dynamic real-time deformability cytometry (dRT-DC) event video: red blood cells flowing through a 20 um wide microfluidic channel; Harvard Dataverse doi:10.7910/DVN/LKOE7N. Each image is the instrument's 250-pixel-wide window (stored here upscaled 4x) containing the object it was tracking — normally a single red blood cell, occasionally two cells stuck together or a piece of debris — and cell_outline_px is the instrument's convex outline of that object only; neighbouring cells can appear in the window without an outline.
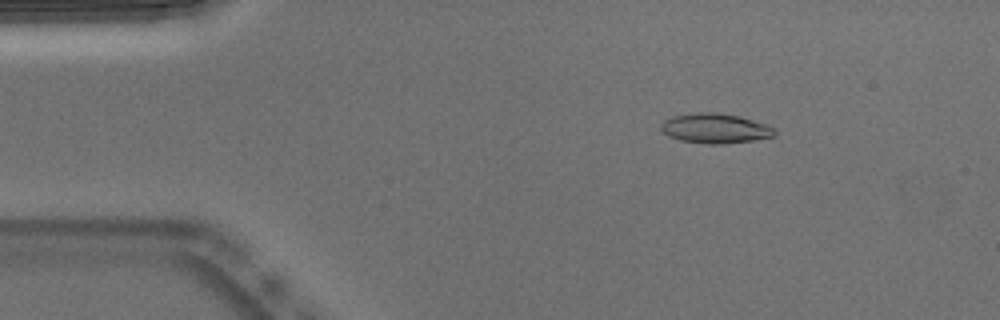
{"species": "Egyptian fruit bat (a non-hibernating species)", "species_latin": "Rousettus aegyptiacus", "temperature_condition": "warm", "stored_images_in_passage": 52, "camera_frame_rate_fps": 3000, "um_per_image_px": 0.085, "animal": {"sex": "male"}, "frame": {"image": 1, "passage_image": 7, "time_ms": 2.0, "image_size_px": [1000, 320], "cell_outline_px": [[776, 136], [752, 140], [724, 144], [708, 144], [680, 140], [668, 136], [660, 128], [660, 124], [664, 120], [672, 116], [700, 112], [716, 112], [740, 116], [768, 124], [776, 132]], "centroid_in_image_um": [60.79, 10.91], "position_along_channel_um": 24.2, "area_um2": 19.83}}
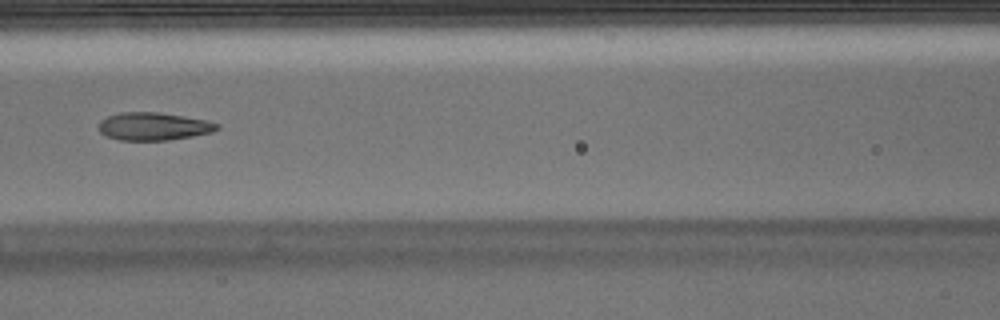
{"frame": {"image": 2, "passage_image": 22, "time_ms": 7.0, "image_size_px": [1000, 320], "cell_outline_px": [[220, 128], [212, 132], [192, 136], [168, 140], [120, 140], [108, 136], [100, 132], [100, 120], [108, 116], [120, 112], [160, 112], [204, 120], [220, 124]], "centroid_in_image_um": [13.06, 10.74], "position_along_channel_um": 153.5, "area_um2": 19.02}}
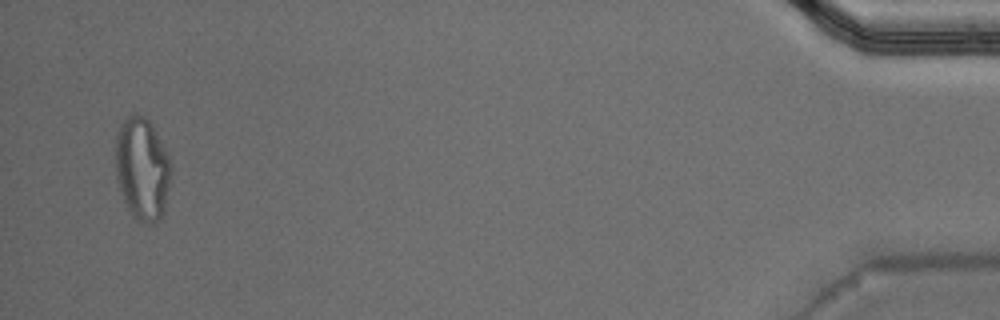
{"frame": {"image": 3, "passage_image": 50, "time_ms": 16.333, "image_size_px": [1000, 320], "cell_outline_px": [[172, 172], [164, 208], [160, 216], [156, 220], [140, 220], [132, 216], [120, 192], [116, 180], [116, 132], [120, 124], [132, 112], [144, 116], [152, 124], [168, 152], [172, 168]], "centroid_in_image_um": [12.08, 14.26], "position_along_channel_um": 423.1, "area_um2": 33.18}, "authors_computed_cell_mechanics": {"area_um2": 19.8254, "velocity_mm_per_s": 3.8059, "shape_relaxation_time_tau1_ms": null, "shape_relaxation_time_tau2_ms": 1.7596, "deformation_change_tau1": null, "deformation_change_tau2": 0.0994}}